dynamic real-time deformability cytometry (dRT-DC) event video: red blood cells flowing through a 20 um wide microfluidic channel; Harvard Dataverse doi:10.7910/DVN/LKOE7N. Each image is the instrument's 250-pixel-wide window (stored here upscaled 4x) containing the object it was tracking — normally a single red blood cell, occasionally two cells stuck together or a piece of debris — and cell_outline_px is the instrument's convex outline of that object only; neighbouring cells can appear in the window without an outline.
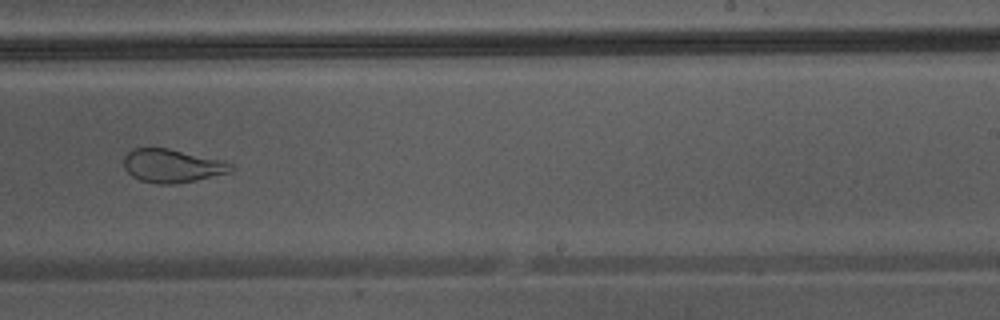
{"species": "Egyptian fruit bat (a non-hibernating species)", "species_latin": "Rousettus aegyptiacus", "temperature_condition": "warm", "stored_images_in_passage": 45, "camera_frame_rate_fps": 3000, "um_per_image_px": 0.085, "animal": {"sex": "male"}, "frame": {"image": 1, "passage_image": 32, "time_ms": 10.333, "image_size_px": [1000, 320], "cell_outline_px": [[236, 168], [228, 172], [196, 180], [176, 184], [156, 184], [140, 180], [132, 176], [124, 168], [124, 156], [132, 148], [168, 148], [224, 160], [232, 164]], "centroid_in_image_um": [14.63, 14.09], "position_along_channel_um": 274.4, "area_um2": 20.92}}
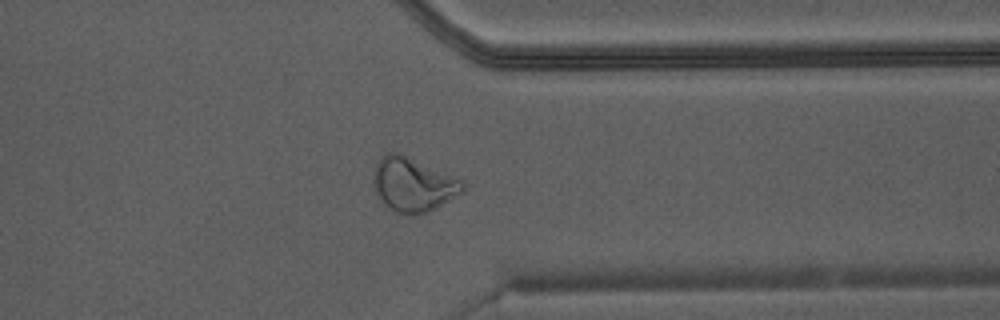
{"frame": {"image": 2, "passage_image": 39, "time_ms": 12.667, "image_size_px": [1000, 320], "cell_outline_px": [[464, 192], [436, 208], [428, 212], [396, 212], [388, 208], [376, 196], [372, 180], [376, 164], [380, 156], [384, 152], [400, 152], [464, 180]], "centroid_in_image_um": [35.1, 15.64], "position_along_channel_um": 376.3, "area_um2": 28.32}}